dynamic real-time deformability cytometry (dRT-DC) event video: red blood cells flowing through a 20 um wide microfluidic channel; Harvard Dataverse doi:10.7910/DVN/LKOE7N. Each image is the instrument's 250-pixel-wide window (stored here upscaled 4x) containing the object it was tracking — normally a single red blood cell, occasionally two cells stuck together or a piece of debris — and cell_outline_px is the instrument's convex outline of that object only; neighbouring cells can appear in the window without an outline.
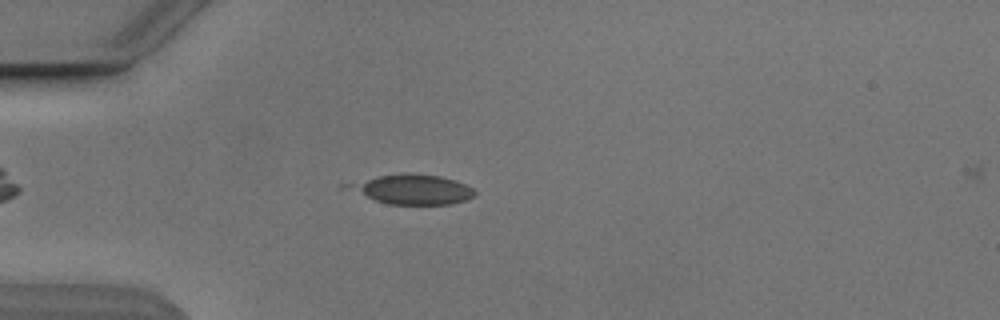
{"species": "Egyptian fruit bat (a non-hibernating species)", "species_latin": "Rousettus aegyptiacus", "temperature_condition": "cold", "stored_images_in_passage": 4, "camera_frame_rate_fps": 3000, "um_per_image_px": 0.085, "animal": {"sex": "male"}, "frame": {"image": 1, "passage_image": 2, "time_ms": 1.333, "image_size_px": [1000, 320], "cell_outline_px": [[476, 196], [452, 204], [388, 204], [340, 188], [340, 184], [376, 176], [400, 172], [412, 172], [440, 176], [456, 180], [472, 188], [476, 192]], "centroid_in_image_um": [34.95, 16.07], "position_along_channel_um": 50.1, "area_um2": 22.54}}